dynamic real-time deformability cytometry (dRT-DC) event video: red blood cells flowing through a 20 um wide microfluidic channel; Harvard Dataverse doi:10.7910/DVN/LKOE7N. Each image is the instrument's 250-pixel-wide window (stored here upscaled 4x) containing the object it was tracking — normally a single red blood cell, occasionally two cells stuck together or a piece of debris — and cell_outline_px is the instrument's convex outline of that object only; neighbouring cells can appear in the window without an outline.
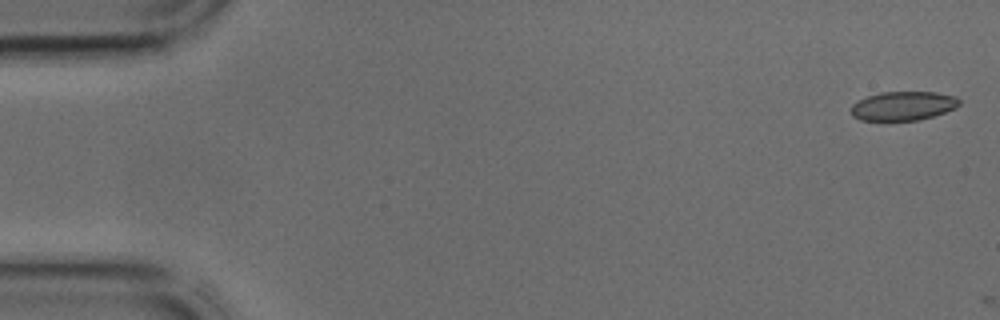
{"species": "common noctule bat (a hibernating species)", "species_latin": "Nyctalus noctula", "temperature_condition": "cold", "stored_images_in_passage": 2, "camera_frame_rate_fps": 3000, "um_per_image_px": 0.085, "animal": {"sex": "male", "body_mass_g": 17.9, "forearm_length_mm": 54.2}, "frame": {"image": 1, "passage_image": 1, "time_ms": 0.0, "image_size_px": [1000, 320], "cell_outline_px": [[960, 104], [956, 108], [920, 120], [860, 120], [852, 116], [852, 104], [868, 96], [880, 92], [936, 92], [956, 96], [960, 100]], "centroid_in_image_um": [76.79, 9.0], "position_along_channel_um": 8.2, "area_um2": 18.21}}